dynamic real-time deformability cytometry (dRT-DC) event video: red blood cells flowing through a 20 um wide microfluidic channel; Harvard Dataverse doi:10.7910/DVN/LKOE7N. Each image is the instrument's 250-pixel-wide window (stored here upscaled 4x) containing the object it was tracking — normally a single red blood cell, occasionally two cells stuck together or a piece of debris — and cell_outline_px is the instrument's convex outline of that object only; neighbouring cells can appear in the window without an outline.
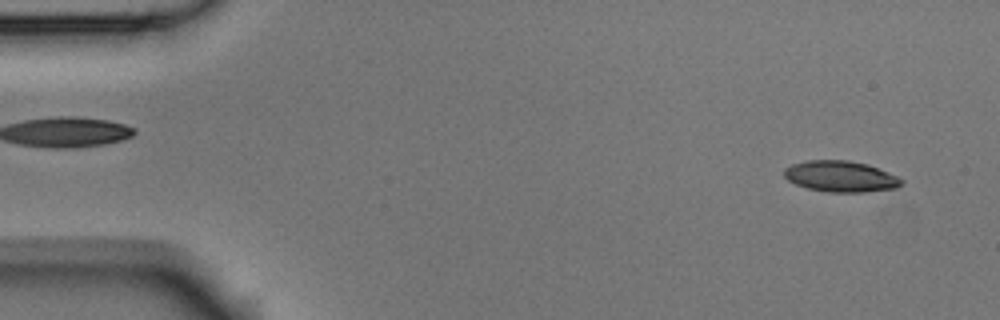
{"species": "Egyptian fruit bat (a non-hibernating species)", "species_latin": "Rousettus aegyptiacus", "temperature_condition": "room temperature", "stored_images_in_passage": 4, "segment_of_instrument_passage": [2, 2], "camera_frame_rate_fps": 3000, "um_per_image_px": 0.085, "animal": {"sex": "male"}, "frame": {"image": 1, "passage_image": 4, "time_ms": 1.0, "image_size_px": [1000, 320], "cell_outline_px": [[904, 184], [896, 188], [864, 192], [828, 192], [808, 188], [796, 184], [788, 180], [784, 176], [784, 168], [792, 164], [808, 160], [848, 160], [868, 164], [888, 172], [904, 180]], "centroid_in_image_um": [71.47, 14.99], "position_along_channel_um": 13.5, "area_um2": 21.27}}